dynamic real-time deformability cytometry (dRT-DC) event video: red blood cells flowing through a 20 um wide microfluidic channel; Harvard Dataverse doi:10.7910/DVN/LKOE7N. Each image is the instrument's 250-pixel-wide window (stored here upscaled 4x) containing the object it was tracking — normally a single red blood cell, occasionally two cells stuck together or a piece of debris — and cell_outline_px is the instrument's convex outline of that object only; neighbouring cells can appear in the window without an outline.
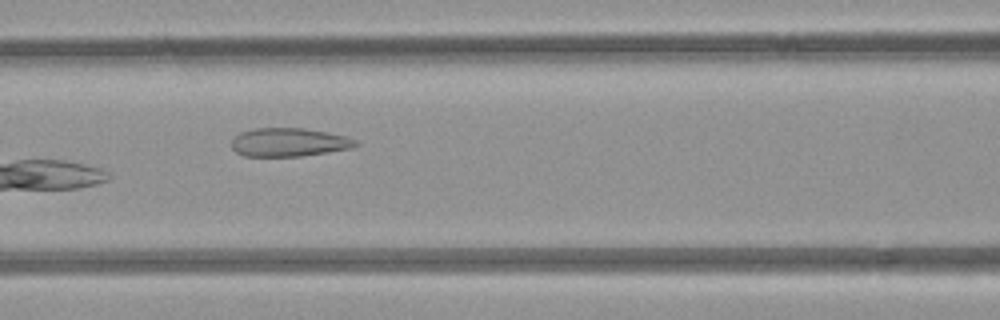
{"species": "common noctule bat (a hibernating species)", "species_latin": "Nyctalus noctula", "temperature_condition": "room temperature", "stored_images_in_passage": 11, "segment_of_instrument_passage": [1, 2], "camera_frame_rate_fps": 3000, "um_per_image_px": 0.085, "animal": {"sex": "female", "body_mass_g": 21.9}, "frame": {"image": 1, "passage_image": 7, "time_ms": 7.0, "image_size_px": [1000, 320], "cell_outline_px": [[360, 144], [352, 148], [300, 156], [244, 156], [236, 152], [232, 148], [232, 140], [240, 132], [256, 128], [304, 128], [344, 136], [356, 140]], "centroid_in_image_um": [24.54, 12.09], "position_along_channel_um": 142.1, "area_um2": 20.4}}
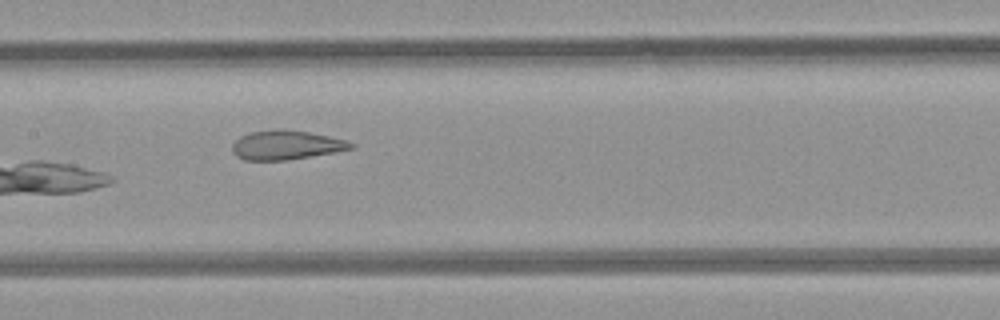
{"frame": {"image": 2, "passage_image": 8, "time_ms": 8.0, "image_size_px": [1000, 320], "cell_outline_px": [[356, 144], [352, 148], [336, 152], [288, 160], [244, 160], [236, 156], [232, 152], [232, 144], [240, 136], [248, 132], [276, 128], [284, 128], [308, 132], [348, 140]], "centroid_in_image_um": [24.31, 12.31], "position_along_channel_um": 183.1, "area_um2": 20.52}}
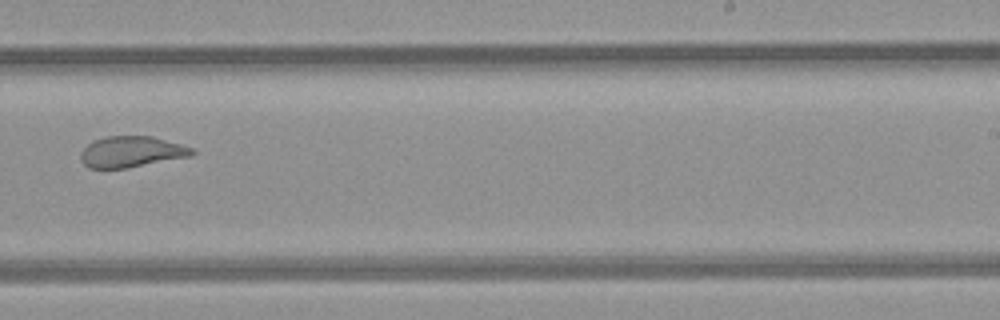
{"frame": {"image": 3, "passage_image": 10, "time_ms": 10.333, "image_size_px": [1000, 320], "cell_outline_px": [[196, 152], [192, 156], [128, 168], [88, 168], [80, 160], [80, 152], [92, 140], [104, 136], [152, 136], [180, 144], [192, 148]], "centroid_in_image_um": [11.15, 12.9], "position_along_channel_um": 277.8, "area_um2": 20.29}}